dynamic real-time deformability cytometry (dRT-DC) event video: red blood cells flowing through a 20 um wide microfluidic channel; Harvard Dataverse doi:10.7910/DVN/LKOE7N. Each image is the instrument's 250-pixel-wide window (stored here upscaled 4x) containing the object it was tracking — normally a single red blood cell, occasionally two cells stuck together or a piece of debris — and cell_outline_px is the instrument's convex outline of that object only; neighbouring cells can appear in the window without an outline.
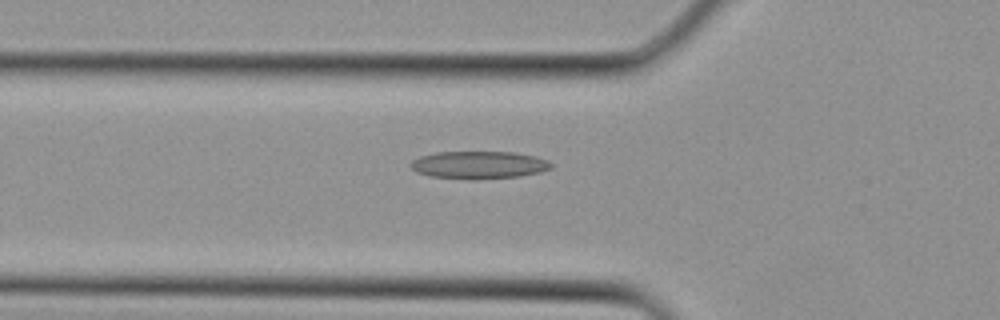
{"species": "Egyptian fruit bat (a non-hibernating species)", "species_latin": "Rousettus aegyptiacus", "temperature_condition": "cold", "stored_images_in_passage": 3, "camera_frame_rate_fps": 3000, "um_per_image_px": 0.085, "animal": {"sex": "female"}, "frame": {"image": 1, "passage_image": 2, "time_ms": 0.333, "image_size_px": [1000, 320], "cell_outline_px": [[552, 168], [540, 172], [520, 176], [476, 180], [468, 180], [428, 176], [416, 172], [408, 164], [412, 160], [420, 156], [436, 152], [512, 152], [536, 156], [548, 160], [552, 164]], "centroid_in_image_um": [40.68, 14.03], "position_along_channel_um": 85.1, "area_um2": 22.95}}